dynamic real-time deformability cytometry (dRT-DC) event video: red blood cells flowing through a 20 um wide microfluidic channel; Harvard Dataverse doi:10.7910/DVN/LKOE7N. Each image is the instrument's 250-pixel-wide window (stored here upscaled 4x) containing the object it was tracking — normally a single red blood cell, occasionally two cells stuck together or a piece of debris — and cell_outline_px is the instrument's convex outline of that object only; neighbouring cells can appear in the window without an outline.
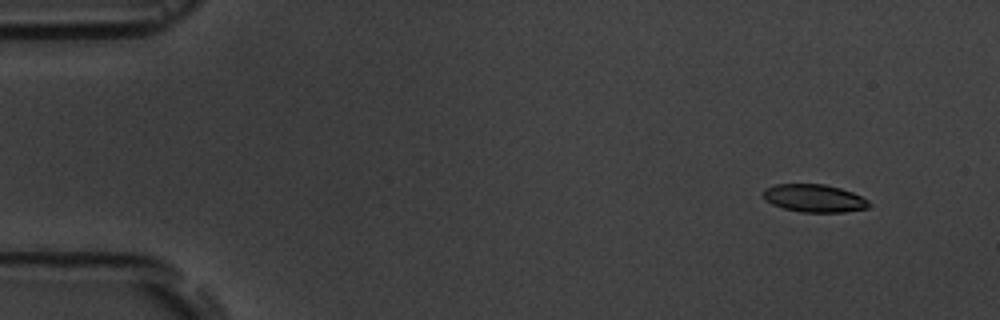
{"species": "common noctule bat (a hibernating species)", "species_latin": "Nyctalus noctula", "temperature_condition": "room temperature", "stored_images_in_passage": 4, "camera_frame_rate_fps": 3000, "um_per_image_px": 0.085, "animal": {"sex": "male", "body_mass_g": 19.5, "forearm_length_mm": 54.6}, "frame": {"image": 1, "passage_image": 1, "time_ms": 0.0, "image_size_px": [1000, 320], "cell_outline_px": [[872, 204], [868, 208], [844, 212], [800, 212], [784, 208], [772, 204], [764, 200], [760, 192], [764, 188], [776, 184], [824, 184], [840, 188], [852, 192], [868, 200]], "centroid_in_image_um": [69.17, 16.85], "position_along_channel_um": 15.8, "area_um2": 17.34}}
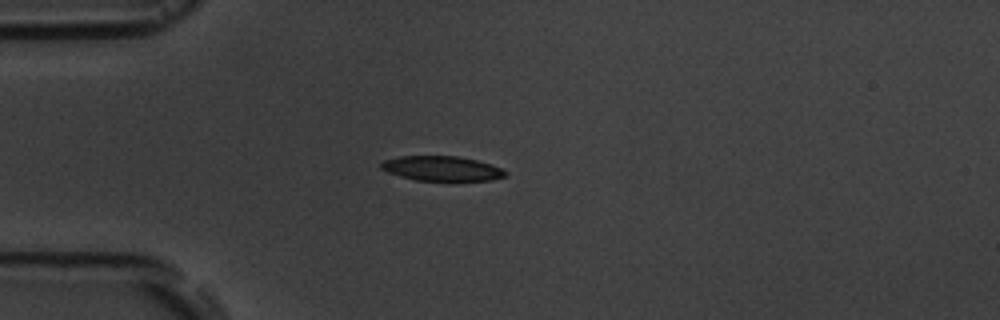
{"frame": {"image": 2, "passage_image": 4, "time_ms": 3.333, "image_size_px": [1000, 320], "cell_outline_px": [[508, 176], [492, 180], [416, 180], [400, 176], [388, 172], [380, 168], [380, 164], [384, 160], [400, 156], [456, 156], [476, 160], [492, 164], [508, 172]], "centroid_in_image_um": [37.58, 14.32], "position_along_channel_um": 47.4, "area_um2": 17.86}}